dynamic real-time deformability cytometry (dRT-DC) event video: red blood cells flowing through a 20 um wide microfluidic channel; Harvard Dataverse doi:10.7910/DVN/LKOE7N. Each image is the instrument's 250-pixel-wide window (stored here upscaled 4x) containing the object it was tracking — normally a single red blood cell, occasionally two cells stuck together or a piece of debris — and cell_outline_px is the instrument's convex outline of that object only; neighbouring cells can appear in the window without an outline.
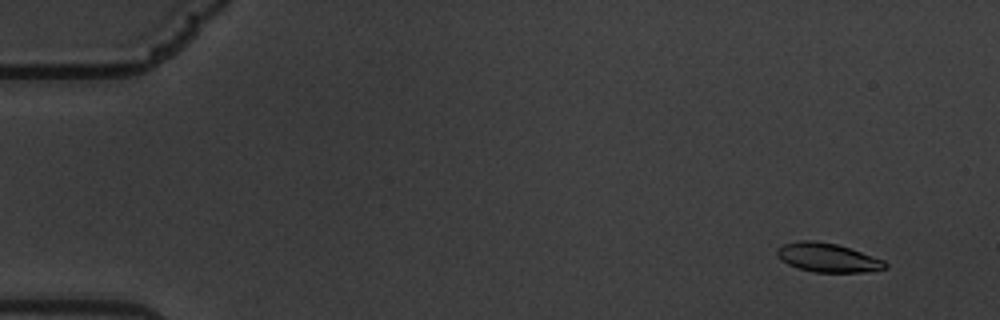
{"species": "common noctule bat (a hibernating species)", "species_latin": "Nyctalus noctula", "temperature_condition": "warm", "stored_images_in_passage": 61, "camera_frame_rate_fps": 3000, "um_per_image_px": 0.085, "animal": {"sex": "male", "body_mass_g": 19.5, "forearm_length_mm": 54.6}, "frame": {"image": 1, "passage_image": 5, "time_ms": 1.333, "image_size_px": [1000, 320], "cell_outline_px": [[888, 268], [860, 272], [812, 272], [788, 264], [776, 256], [776, 248], [784, 244], [800, 240], [812, 240], [836, 244], [884, 260], [888, 264]], "centroid_in_image_um": [70.32, 21.9], "position_along_channel_um": 14.7, "area_um2": 18.03}}
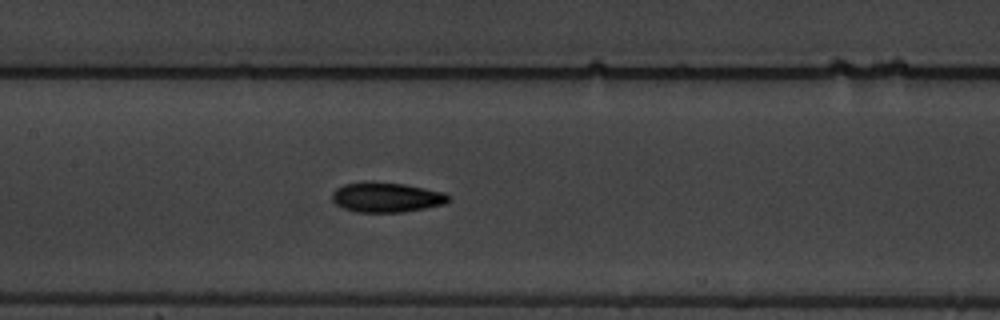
{"frame": {"image": 2, "passage_image": 30, "time_ms": 9.667, "image_size_px": [1000, 320], "cell_outline_px": [[452, 196], [444, 204], [424, 208], [400, 212], [356, 212], [344, 208], [336, 204], [332, 200], [332, 192], [336, 188], [344, 184], [364, 180], [404, 184], [444, 192]], "centroid_in_image_um": [32.81, 16.75], "position_along_channel_um": 174.6, "area_um2": 20.4}}
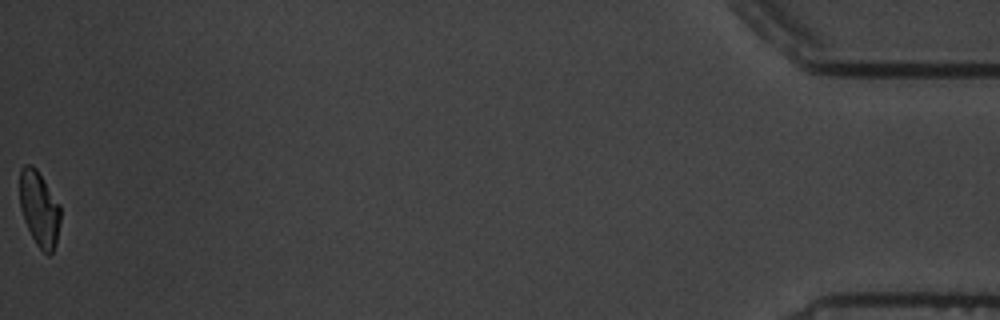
{"frame": {"image": 3, "passage_image": 61, "time_ms": 20.0, "image_size_px": [1000, 320], "cell_outline_px": [[60, 220], [56, 244], [52, 252], [48, 256], [36, 244], [24, 220], [20, 208], [20, 168], [24, 164], [32, 164], [36, 168], [60, 204]], "centroid_in_image_um": [3.34, 17.72], "position_along_channel_um": 431.9, "area_um2": 17.86}, "authors_computed_cell_mechanics": {"area_um2": 19.5942, "velocity_mm_per_s": 3.4053, "shape_relaxation_time_tau1_ms": 4.5577, "shape_relaxation_time_tau2_ms": 2.3305, "deformation_change_tau1": 0.1758, "deformation_change_tau2": 0.0839}}